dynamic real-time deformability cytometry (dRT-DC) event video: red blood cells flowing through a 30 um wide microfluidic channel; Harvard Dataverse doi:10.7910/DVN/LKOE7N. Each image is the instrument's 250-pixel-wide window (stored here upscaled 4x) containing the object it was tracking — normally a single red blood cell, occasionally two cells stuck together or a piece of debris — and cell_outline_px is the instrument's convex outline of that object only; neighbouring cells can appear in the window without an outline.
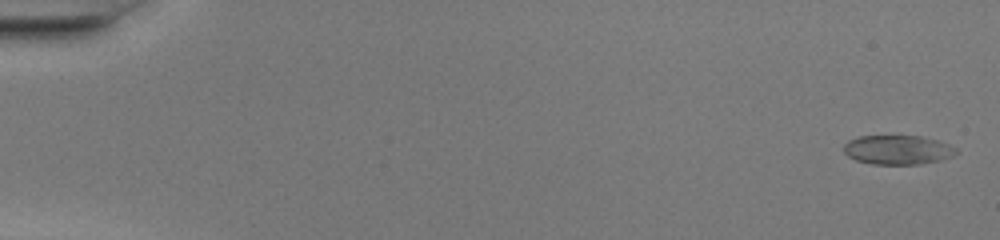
{"species": "common noctule bat (a hibernating species)", "species_latin": "Nyctalus noctula", "temperature_condition": "warm", "stored_images_in_passage": 50, "camera_frame_rate_fps": 3000, "um_per_image_px": 0.085, "animal": {"sex": "female", "body_mass_g": 20.0, "forearm_length_mm": 54.0}, "frame": {"image": 1, "passage_image": 2, "time_ms": 0.333, "image_size_px": [1000, 240], "cell_outline_px": [[960, 152], [952, 156], [940, 160], [920, 164], [872, 164], [856, 160], [848, 156], [844, 152], [844, 144], [848, 140], [860, 136], [920, 136], [940, 140], [956, 148]], "centroid_in_image_um": [76.33, 12.73], "position_along_channel_um": 8.7, "area_um2": 19.25}}
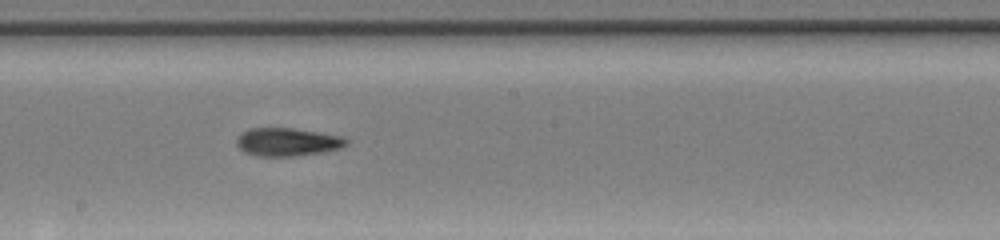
{"frame": {"image": 2, "passage_image": 29, "time_ms": 9.333, "image_size_px": [1000, 240], "cell_outline_px": [[348, 144], [340, 148], [324, 152], [296, 156], [256, 156], [244, 152], [236, 144], [236, 136], [240, 132], [248, 128], [292, 128], [320, 132], [344, 136], [348, 140]], "centroid_in_image_um": [24.42, 12.06], "position_along_channel_um": 223.8, "area_um2": 18.32}}
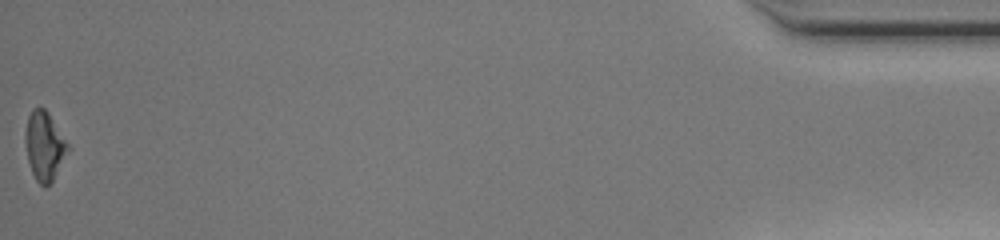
{"frame": {"image": 3, "passage_image": 50, "time_ms": 16.333, "image_size_px": [1000, 240], "cell_outline_px": [[72, 148], [52, 180], [44, 188], [36, 180], [32, 172], [28, 160], [24, 140], [24, 132], [28, 116], [32, 108], [44, 108], [48, 112]], "centroid_in_image_um": [3.79, 12.39], "position_along_channel_um": 431.4, "area_um2": 17.28}, "authors_computed_cell_mechanics": {"area_um2": 18.1781, "velocity_mm_per_s": 4.2557, "shape_relaxation_time_tau1_ms": 9.7735, "shape_relaxation_time_tau2_ms": 7.2148, "deformation_change_tau1": 0.2909, "deformation_change_tau2": 0.1775}}